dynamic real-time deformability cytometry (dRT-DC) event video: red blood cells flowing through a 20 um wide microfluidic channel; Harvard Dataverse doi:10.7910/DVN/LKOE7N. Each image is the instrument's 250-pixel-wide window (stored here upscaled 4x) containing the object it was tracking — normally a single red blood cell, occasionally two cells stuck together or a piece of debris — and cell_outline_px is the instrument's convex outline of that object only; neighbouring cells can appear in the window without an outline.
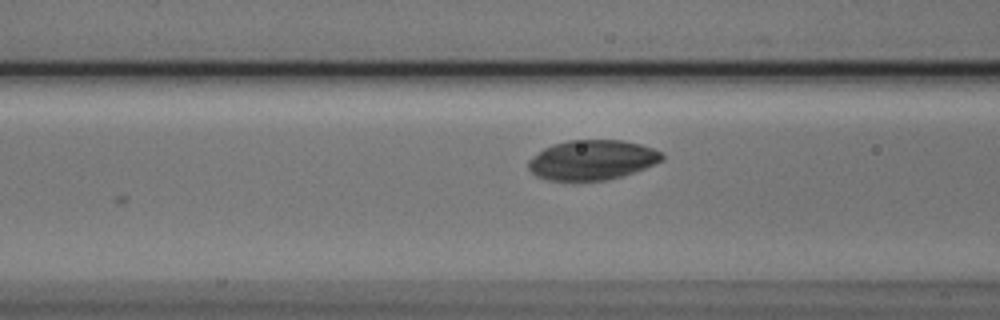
{"species": "Egyptian fruit bat (a non-hibernating species)", "species_latin": "Rousettus aegyptiacus", "temperature_condition": "cold", "stored_images_in_passage": 4, "camera_frame_rate_fps": 3000, "um_per_image_px": 0.085, "animal": {"sex": "male"}, "frame": {"image": 1, "passage_image": 4, "time_ms": 1.0, "image_size_px": [1000, 320], "cell_outline_px": [[664, 160], [624, 176], [608, 180], [576, 184], [544, 180], [536, 176], [528, 168], [528, 160], [544, 148], [552, 144], [568, 140], [624, 140], [640, 144], [652, 148], [660, 152], [664, 156]], "centroid_in_image_um": [50.29, 13.65], "position_along_channel_um": 116.3, "area_um2": 32.02}}